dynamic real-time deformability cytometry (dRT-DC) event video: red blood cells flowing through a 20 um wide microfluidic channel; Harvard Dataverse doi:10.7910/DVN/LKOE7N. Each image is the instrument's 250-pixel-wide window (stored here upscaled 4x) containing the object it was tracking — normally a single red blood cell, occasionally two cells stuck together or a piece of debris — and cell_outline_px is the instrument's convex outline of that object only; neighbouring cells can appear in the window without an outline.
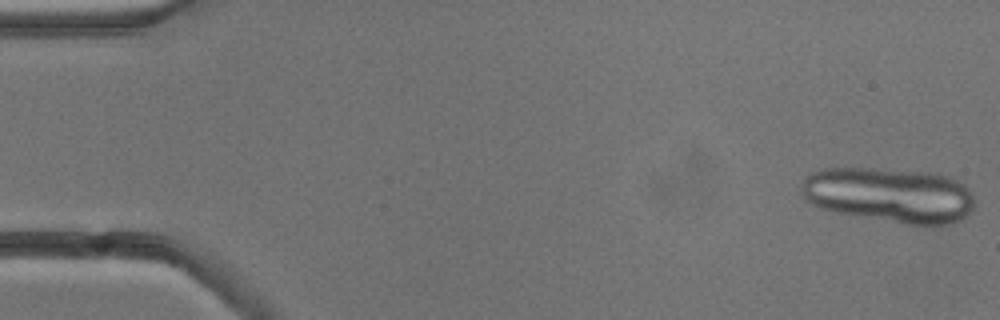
{"species": "common noctule bat (a hibernating species)", "species_latin": "Nyctalus noctula", "temperature_condition": "cold", "stored_images_in_passage": 5, "camera_frame_rate_fps": 3000, "um_per_image_px": 0.085, "animal": {"sex": "male", "body_mass_g": 13.3}, "frame": {"image": 1, "passage_image": 1, "time_ms": 0.0, "image_size_px": [1000, 320], "cell_outline_px": [[976, 204], [960, 220], [952, 224], [908, 224], [840, 212], [820, 208], [804, 200], [800, 192], [800, 188], [804, 176], [812, 172], [824, 168], [872, 168], [936, 172], [948, 176], [964, 184], [972, 192]], "centroid_in_image_um": [75.6, 16.54], "position_along_channel_um": 9.4, "area_um2": 55.83}}